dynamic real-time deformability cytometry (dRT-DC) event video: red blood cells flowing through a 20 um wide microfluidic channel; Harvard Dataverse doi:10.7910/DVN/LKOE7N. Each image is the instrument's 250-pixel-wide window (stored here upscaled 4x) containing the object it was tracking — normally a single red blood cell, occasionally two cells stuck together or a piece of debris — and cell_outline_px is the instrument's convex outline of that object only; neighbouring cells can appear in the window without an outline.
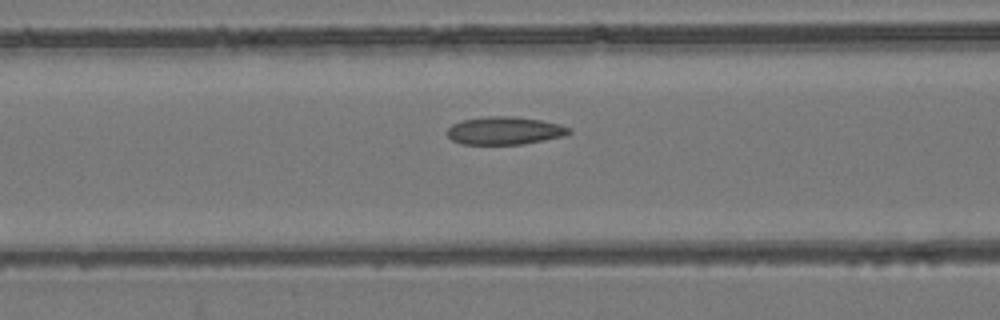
{"species": "common noctule bat (a hibernating species)", "species_latin": "Nyctalus noctula", "temperature_condition": "room temperature", "stored_images_in_passage": 39, "camera_frame_rate_fps": 3000, "um_per_image_px": 0.085, "animal": {"sex": "female", "body_mass_g": 24.6, "forearm_length_mm": 56.2}, "frame": {"image": 1, "passage_image": 18, "time_ms": 5.667, "image_size_px": [1000, 320], "cell_outline_px": [[572, 132], [568, 136], [524, 144], [460, 144], [452, 140], [448, 136], [448, 128], [452, 124], [464, 120], [488, 116], [512, 116], [540, 120], [560, 124], [572, 128]], "centroid_in_image_um": [42.96, 11.11], "position_along_channel_um": 123.6, "area_um2": 19.94}}
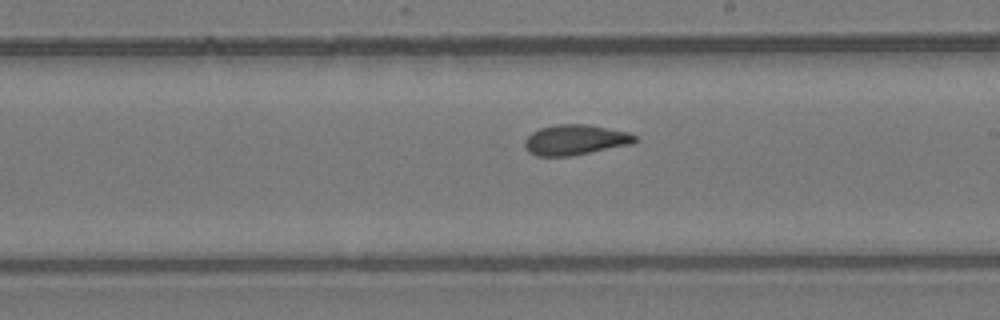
{"frame": {"image": 2, "passage_image": 27, "time_ms": 8.667, "image_size_px": [1000, 320], "cell_outline_px": [[640, 140], [632, 144], [572, 156], [536, 156], [528, 152], [524, 148], [524, 140], [532, 132], [540, 128], [556, 124], [588, 124], [628, 132], [636, 136]], "centroid_in_image_um": [48.89, 11.89], "position_along_channel_um": 240.1, "area_um2": 19.71}}
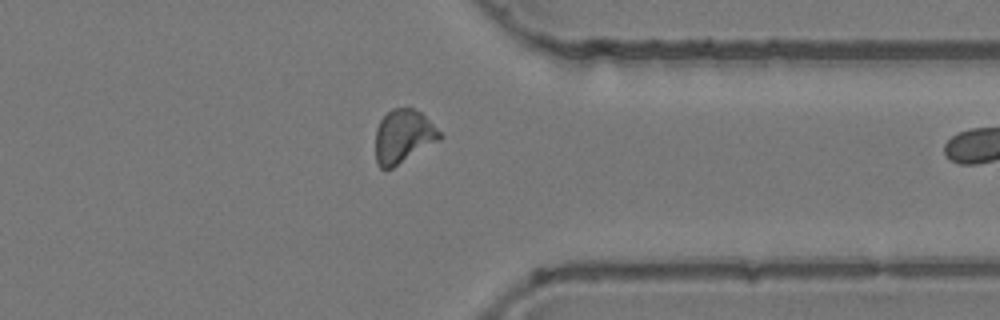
{"frame": {"image": 3, "passage_image": 38, "time_ms": 12.333, "image_size_px": [1000, 320], "cell_outline_px": [[444, 136], [440, 140], [392, 168], [380, 168], [376, 160], [376, 128], [380, 120], [392, 108], [412, 108], [420, 112]], "centroid_in_image_um": [34.27, 11.59], "position_along_channel_um": 377.1, "area_um2": 19.77}}